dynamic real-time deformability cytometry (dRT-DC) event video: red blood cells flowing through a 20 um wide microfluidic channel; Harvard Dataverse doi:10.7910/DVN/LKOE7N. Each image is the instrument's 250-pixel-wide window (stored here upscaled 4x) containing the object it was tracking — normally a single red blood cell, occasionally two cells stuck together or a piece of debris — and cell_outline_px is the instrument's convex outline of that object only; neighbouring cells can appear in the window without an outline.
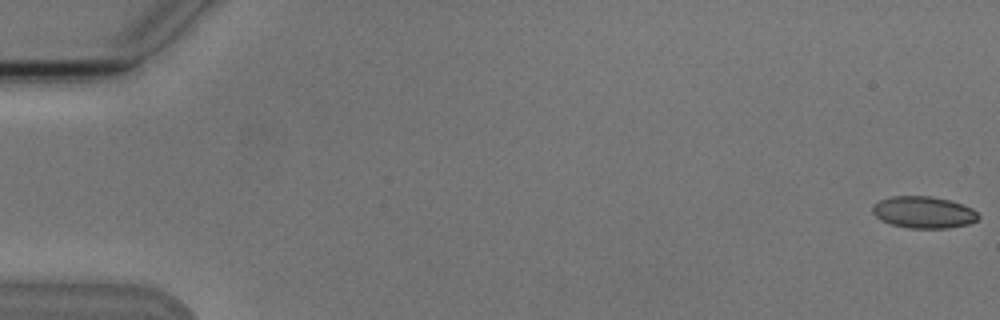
{"species": "Egyptian fruit bat (a non-hibernating species)", "species_latin": "Rousettus aegyptiacus", "temperature_condition": "cold", "stored_images_in_passage": 7, "camera_frame_rate_fps": 3000, "um_per_image_px": 0.085, "animal": {"sex": "male"}, "frame": {"image": 1, "passage_image": 1, "time_ms": 0.0, "image_size_px": [1000, 320], "cell_outline_px": [[980, 216], [976, 220], [968, 224], [948, 228], [908, 228], [892, 224], [880, 220], [872, 212], [872, 204], [880, 200], [892, 196], [932, 196], [952, 200], [972, 208]], "centroid_in_image_um": [78.5, 18.03], "position_along_channel_um": 6.5, "area_um2": 19.71}}